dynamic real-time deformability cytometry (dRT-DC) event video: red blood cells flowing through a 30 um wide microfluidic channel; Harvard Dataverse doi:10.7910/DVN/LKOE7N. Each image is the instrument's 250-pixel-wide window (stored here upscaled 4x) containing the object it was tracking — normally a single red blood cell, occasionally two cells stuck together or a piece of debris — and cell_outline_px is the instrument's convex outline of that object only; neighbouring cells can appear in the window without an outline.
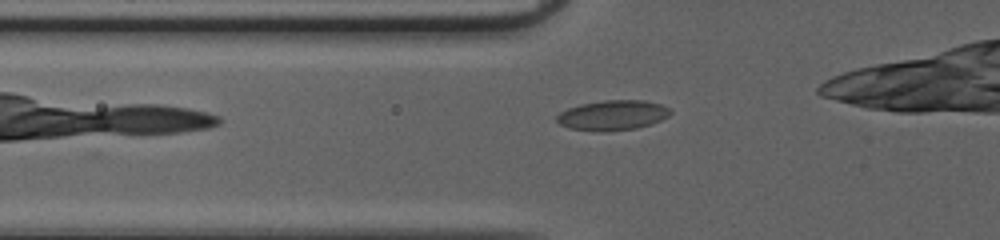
{"species": "common noctule bat (a hibernating species)", "species_latin": "Nyctalus noctula", "temperature_condition": "cold", "stored_images_in_passage": 20, "camera_frame_rate_fps": 3000, "um_per_image_px": 0.085, "animal": {"sex": "female", "body_mass_g": 20.0, "forearm_length_mm": 54.0}, "frame": {"image": 1, "passage_image": 3, "time_ms": 0.667, "image_size_px": [1000, 240], "cell_outline_px": [[672, 112], [668, 116], [660, 120], [636, 128], [604, 132], [568, 128], [560, 124], [556, 120], [556, 116], [560, 112], [568, 108], [580, 104], [604, 100], [644, 100], [660, 104], [668, 108]], "centroid_in_image_um": [52.04, 9.79], "position_along_channel_um": 73.8, "area_um2": 19.77}}
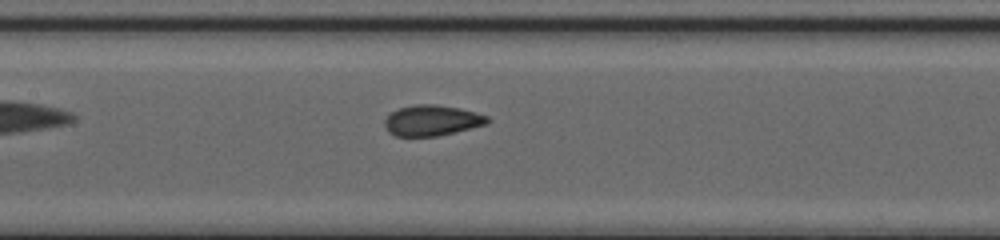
{"frame": {"image": 2, "passage_image": 10, "time_ms": 3.0, "image_size_px": [1000, 240], "cell_outline_px": [[492, 120], [488, 124], [436, 136], [396, 136], [388, 132], [384, 124], [384, 120], [392, 112], [400, 108], [412, 104], [436, 104], [460, 108], [476, 112], [488, 116]], "centroid_in_image_um": [36.73, 10.23], "position_along_channel_um": 170.7, "area_um2": 18.44}}
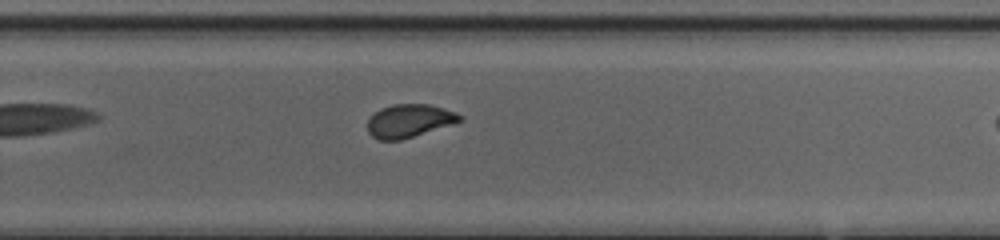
{"frame": {"image": 3, "passage_image": 19, "time_ms": 6.0, "image_size_px": [1000, 240], "cell_outline_px": [[464, 116], [460, 120], [452, 124], [400, 140], [380, 140], [372, 136], [368, 132], [368, 120], [380, 108], [392, 104], [428, 104], [456, 112]], "centroid_in_image_um": [34.77, 10.26], "position_along_channel_um": 295.0, "area_um2": 17.57}}